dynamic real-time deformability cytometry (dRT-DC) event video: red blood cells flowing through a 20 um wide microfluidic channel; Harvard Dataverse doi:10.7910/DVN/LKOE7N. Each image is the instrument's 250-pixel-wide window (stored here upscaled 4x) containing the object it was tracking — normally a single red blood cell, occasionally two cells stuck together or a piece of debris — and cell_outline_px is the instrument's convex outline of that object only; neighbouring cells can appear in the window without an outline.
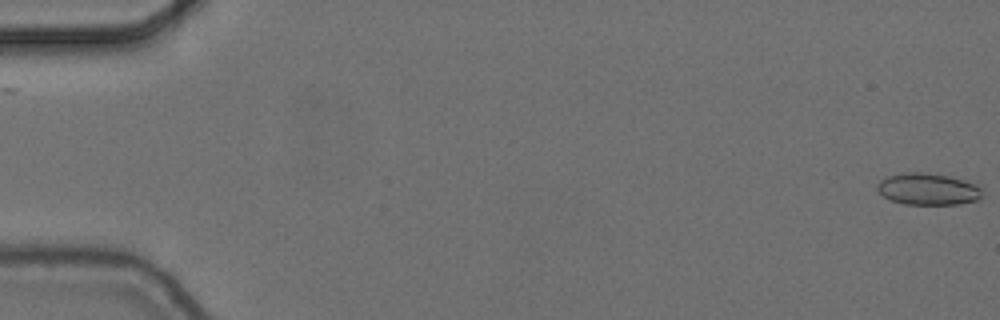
{"species": "common noctule bat (a hibernating species)", "species_latin": "Nyctalus noctula", "temperature_condition": "cold", "stored_images_in_passage": 2, "camera_frame_rate_fps": 3000, "um_per_image_px": 0.085, "animal": {"sex": "female", "body_mass_g": 24.6, "forearm_length_mm": 56.2}, "frame": {"image": 1, "passage_image": 2, "time_ms": 0.333, "image_size_px": [1000, 320], "cell_outline_px": [[984, 188], [980, 200], [956, 204], [904, 204], [892, 200], [884, 196], [876, 188], [876, 184], [880, 180], [888, 176], [908, 172], [924, 172], [976, 180]], "centroid_in_image_um": [79.0, 16.05], "position_along_channel_um": 6.0, "area_um2": 20.0}}